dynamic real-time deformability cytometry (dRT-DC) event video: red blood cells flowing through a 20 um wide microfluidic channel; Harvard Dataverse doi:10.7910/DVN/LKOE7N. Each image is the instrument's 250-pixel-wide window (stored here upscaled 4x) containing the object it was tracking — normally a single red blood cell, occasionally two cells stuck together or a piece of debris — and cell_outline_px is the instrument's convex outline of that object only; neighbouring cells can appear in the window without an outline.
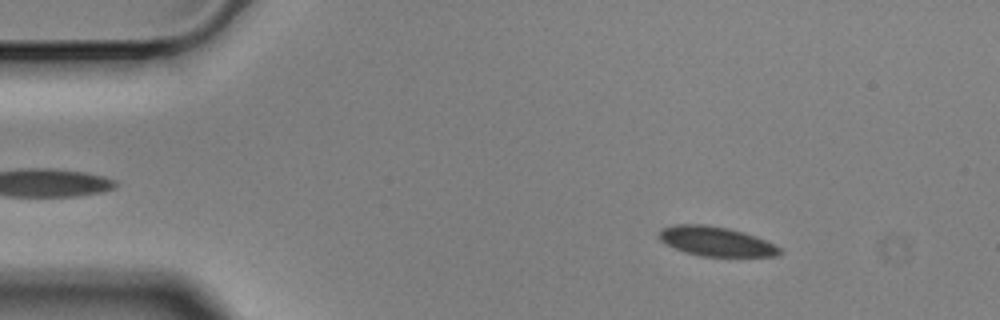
{"species": "Egyptian fruit bat (a non-hibernating species)", "species_latin": "Rousettus aegyptiacus", "temperature_condition": "cold", "stored_images_in_passage": 56, "camera_frame_rate_fps": 3000, "um_per_image_px": 0.085, "animal": {"sex": "male"}, "frame": {"image": 1, "passage_image": 7, "time_ms": 2.0, "image_size_px": [1000, 320], "cell_outline_px": [[784, 252], [780, 256], [700, 256], [684, 252], [664, 244], [660, 240], [660, 232], [664, 228], [676, 224], [704, 224], [728, 228], [744, 232], [756, 236], [780, 248]], "centroid_in_image_um": [60.87, 20.52], "position_along_channel_um": 24.1, "area_um2": 20.69}}
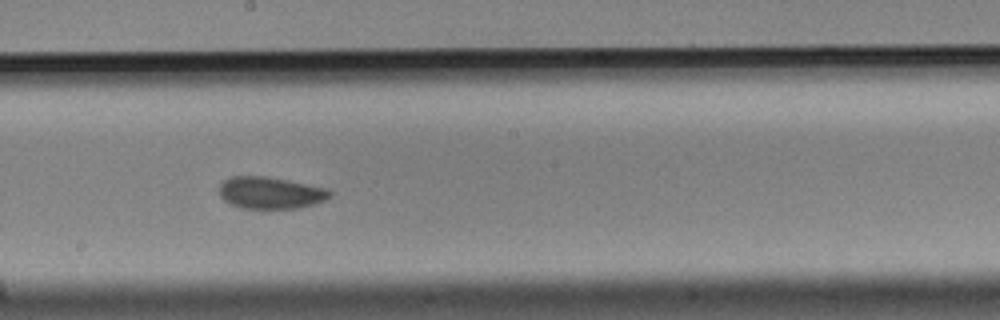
{"frame": {"image": 2, "passage_image": 30, "time_ms": 9.667, "image_size_px": [1000, 320], "cell_outline_px": [[332, 196], [324, 200], [300, 208], [240, 208], [224, 200], [220, 196], [220, 184], [224, 180], [232, 176], [264, 176], [328, 188], [332, 192]], "centroid_in_image_um": [22.99, 16.39], "position_along_channel_um": 225.2, "area_um2": 20.4}}
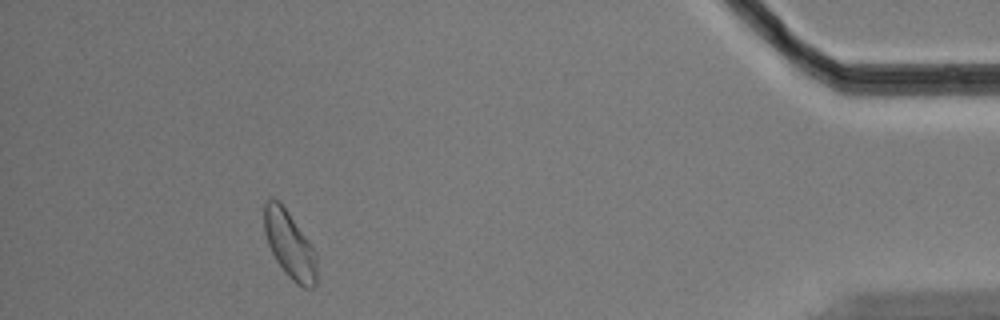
{"frame": {"image": 3, "passage_image": 51, "time_ms": 16.667, "image_size_px": [1000, 320], "cell_outline_px": [[316, 284], [312, 288], [304, 288], [296, 284], [288, 276], [276, 260], [268, 244], [264, 232], [264, 204], [268, 200], [280, 200], [316, 252]], "centroid_in_image_um": [24.62, 20.82], "position_along_channel_um": 410.6, "area_um2": 20.35}, "authors_computed_cell_mechanics": {"area_um2": 20.8658, "velocity_mm_per_s": 3.4914, "shape_relaxation_time_tau1_ms": 5.9646, "shape_relaxation_time_tau2_ms": 1.9206, "deformation_change_tau1": 0.0914, "deformation_change_tau2": 0.0492}}